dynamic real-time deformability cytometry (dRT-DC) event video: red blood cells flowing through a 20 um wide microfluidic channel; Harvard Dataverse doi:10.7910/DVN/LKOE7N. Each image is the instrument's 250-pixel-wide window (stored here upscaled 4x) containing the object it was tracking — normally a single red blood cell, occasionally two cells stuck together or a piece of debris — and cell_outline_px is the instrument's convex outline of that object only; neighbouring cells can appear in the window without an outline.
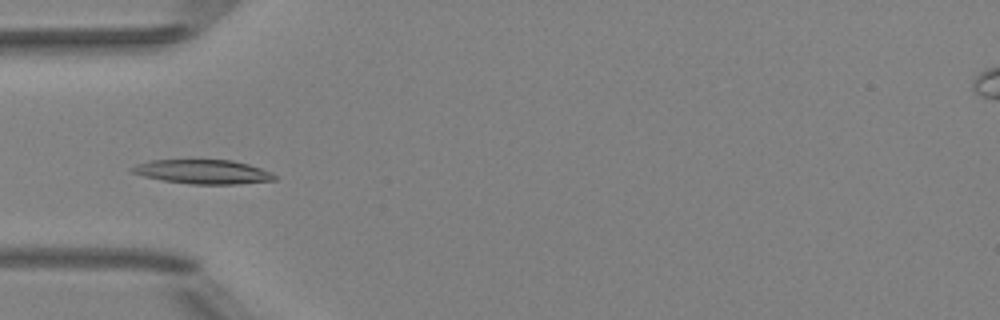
{"species": "Egyptian fruit bat (a non-hibernating species)", "species_latin": "Rousettus aegyptiacus", "temperature_condition": "room temperature", "stored_images_in_passage": 15, "camera_frame_rate_fps": 3000, "um_per_image_px": 0.085, "animal": {"sex": "female"}, "frame": {"image": 1, "passage_image": 3, "time_ms": 0.667, "image_size_px": [1000, 320], "cell_outline_px": [[276, 180], [236, 184], [192, 184], [164, 180], [144, 176], [128, 172], [128, 168], [136, 164], [152, 160], [232, 160], [248, 164], [272, 172], [276, 176]], "centroid_in_image_um": [17.22, 14.6], "position_along_channel_um": 67.8, "area_um2": 20.06}}
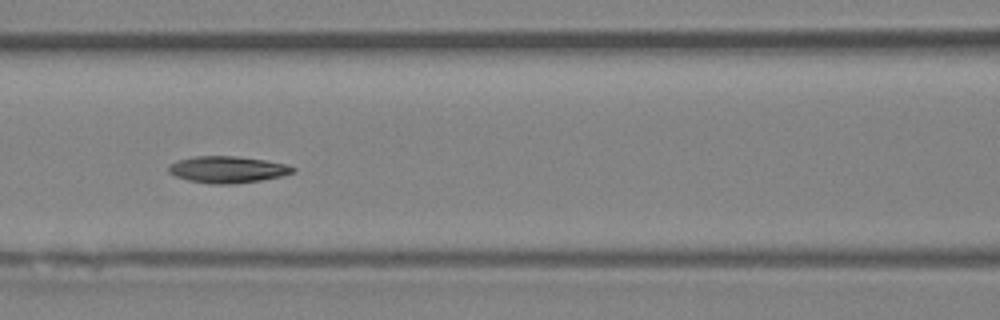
{"frame": {"image": 2, "passage_image": 9, "time_ms": 2.667, "image_size_px": [1000, 320], "cell_outline_px": [[296, 172], [280, 176], [260, 180], [236, 184], [208, 184], [188, 180], [176, 176], [168, 172], [168, 164], [180, 160], [196, 156], [232, 156], [264, 160], [284, 164], [296, 168]], "centroid_in_image_um": [19.32, 14.42], "position_along_channel_um": 147.3, "area_um2": 19.19}}